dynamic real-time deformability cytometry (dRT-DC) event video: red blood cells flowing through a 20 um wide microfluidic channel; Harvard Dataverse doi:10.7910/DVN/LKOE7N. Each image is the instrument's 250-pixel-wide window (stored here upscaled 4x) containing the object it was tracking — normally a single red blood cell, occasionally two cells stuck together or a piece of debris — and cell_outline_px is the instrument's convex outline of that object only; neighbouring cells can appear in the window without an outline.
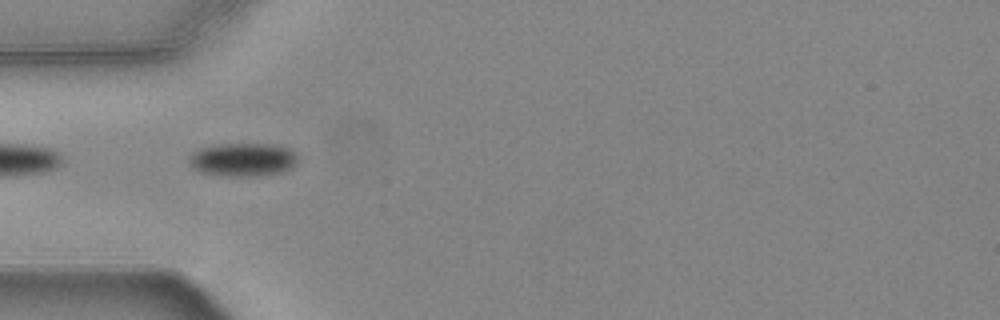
{"species": "common noctule bat (a hibernating species)", "species_latin": "Nyctalus noctula", "temperature_condition": "warm", "stored_images_in_passage": 7, "camera_frame_rate_fps": 3000, "um_per_image_px": 0.085, "animal": {"sex": "female", "body_mass_g": 24.6, "forearm_length_mm": 56.2}, "frame": {"image": 1, "passage_image": 2, "time_ms": 0.333, "image_size_px": [1000, 320], "cell_outline_px": [[296, 164], [292, 168], [280, 172], [252, 176], [228, 176], [200, 172], [192, 168], [188, 160], [188, 156], [192, 152], [200, 148], [212, 144], [276, 144], [288, 148], [296, 152]], "centroid_in_image_um": [20.61, 13.55], "position_along_channel_um": 64.4, "area_um2": 21.33}}
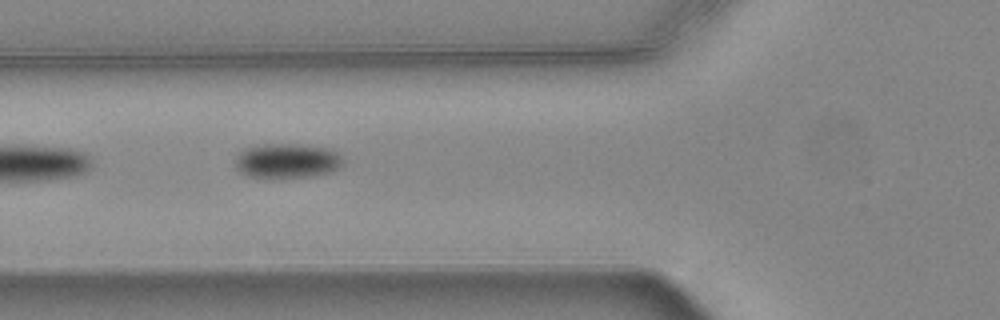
{"frame": {"image": 2, "passage_image": 5, "time_ms": 1.333, "image_size_px": [1000, 320], "cell_outline_px": [[344, 164], [328, 172], [308, 176], [248, 176], [240, 172], [236, 168], [236, 156], [244, 148], [264, 144], [300, 144], [328, 148], [336, 152], [340, 156]], "centroid_in_image_um": [24.38, 13.63], "position_along_channel_um": 101.4, "area_um2": 21.21}}